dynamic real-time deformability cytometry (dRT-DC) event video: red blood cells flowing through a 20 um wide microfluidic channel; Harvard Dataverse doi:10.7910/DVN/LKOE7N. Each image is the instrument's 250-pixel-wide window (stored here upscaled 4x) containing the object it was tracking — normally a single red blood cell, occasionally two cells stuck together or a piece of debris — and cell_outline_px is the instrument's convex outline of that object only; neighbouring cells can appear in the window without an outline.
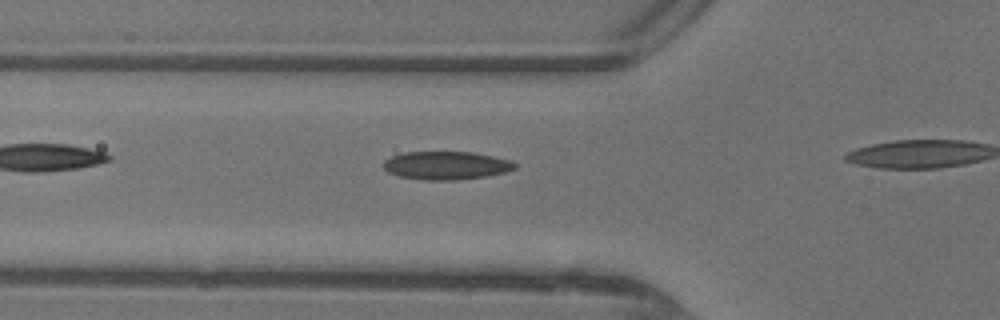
{"species": "common noctule bat (a hibernating species)", "species_latin": "Nyctalus noctula", "temperature_condition": "warm", "stored_images_in_passage": 9, "camera_frame_rate_fps": 3000, "um_per_image_px": 0.085, "animal": {"sex": "female"}, "frame": {"image": 1, "passage_image": 2, "time_ms": 0.333, "image_size_px": [1000, 320], "cell_outline_px": [[516, 168], [504, 172], [484, 176], [456, 180], [424, 180], [400, 176], [388, 172], [380, 164], [384, 160], [392, 156], [404, 152], [472, 152], [512, 160], [516, 164]], "centroid_in_image_um": [37.89, 14.06], "position_along_channel_um": 87.9, "area_um2": 21.56}}
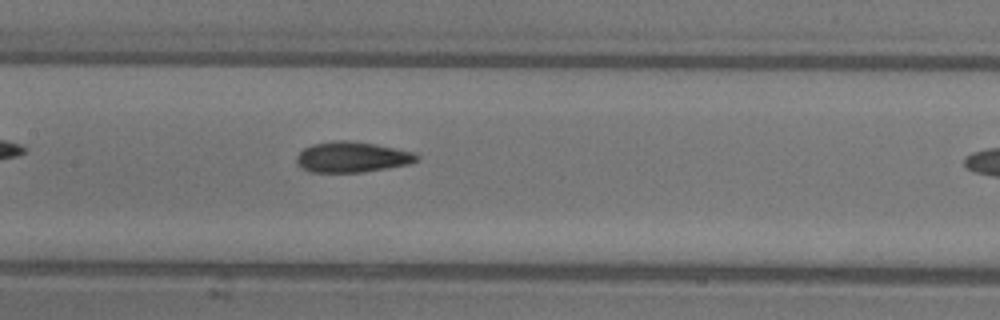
{"frame": {"image": 2, "passage_image": 8, "time_ms": 2.333, "image_size_px": [1000, 320], "cell_outline_px": [[420, 156], [416, 160], [408, 164], [360, 172], [308, 172], [296, 160], [296, 156], [304, 148], [312, 144], [336, 140], [348, 140], [376, 144], [416, 152]], "centroid_in_image_um": [29.93, 13.33], "position_along_channel_um": 177.5, "area_um2": 21.27}}